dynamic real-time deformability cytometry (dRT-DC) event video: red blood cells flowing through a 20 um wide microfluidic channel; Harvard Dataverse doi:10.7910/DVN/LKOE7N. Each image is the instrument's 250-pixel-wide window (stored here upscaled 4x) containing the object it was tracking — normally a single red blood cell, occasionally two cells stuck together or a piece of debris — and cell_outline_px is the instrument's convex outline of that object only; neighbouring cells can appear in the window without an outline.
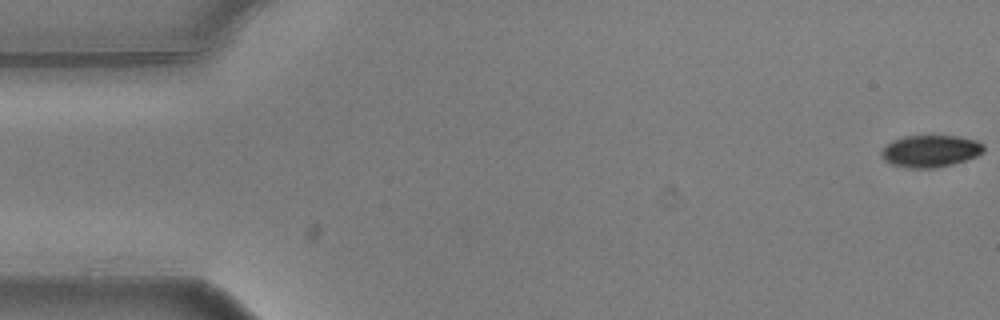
{"species": "common noctule bat (a hibernating species)", "species_latin": "Nyctalus noctula", "temperature_condition": "warm", "stored_images_in_passage": 53, "camera_frame_rate_fps": 3000, "um_per_image_px": 0.085, "animal": {"sex": "male", "body_mass_g": 20.5, "forearm_length_mm": 52.5}, "frame": {"image": 1, "passage_image": 1, "time_ms": 0.0, "image_size_px": [1000, 320], "cell_outline_px": [[984, 152], [976, 156], [952, 164], [936, 168], [908, 168], [888, 164], [884, 160], [880, 152], [892, 140], [904, 136], [960, 136], [976, 140], [984, 144]], "centroid_in_image_um": [79.08, 12.84], "position_along_channel_um": 5.9, "area_um2": 19.19}}
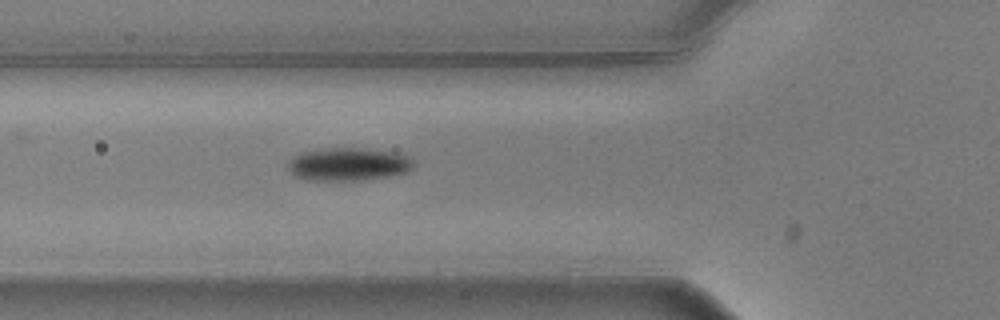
{"frame": {"image": 2, "passage_image": 20, "time_ms": 6.333, "image_size_px": [1000, 320], "cell_outline_px": [[416, 164], [408, 172], [388, 176], [356, 180], [308, 180], [296, 176], [288, 168], [288, 160], [292, 156], [300, 152], [324, 148], [368, 148], [404, 152], [412, 156]], "centroid_in_image_um": [29.69, 13.92], "position_along_channel_um": 96.1, "area_um2": 24.74}}
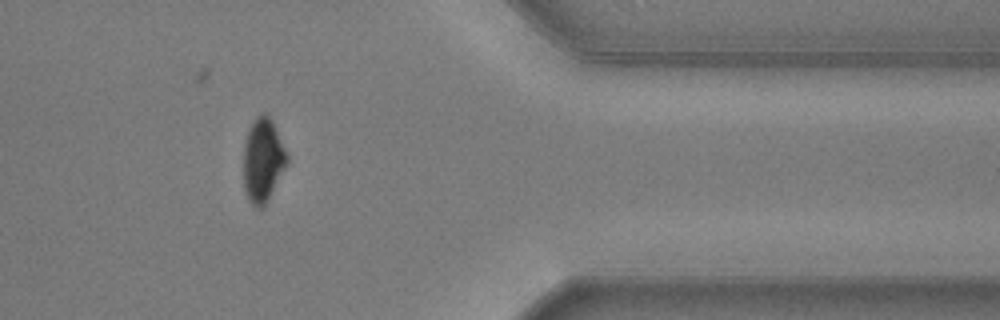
{"frame": {"image": 3, "passage_image": 46, "time_ms": 15.0, "image_size_px": [1000, 320], "cell_outline_px": [[288, 160], [264, 208], [256, 208], [248, 200], [244, 192], [244, 144], [248, 132], [256, 116], [264, 112], [272, 120], [288, 152]], "centroid_in_image_um": [22.35, 13.63], "position_along_channel_um": 389.1, "area_um2": 21.21}, "authors_computed_cell_mechanics": {"area_um2": 22.3108, "velocity_mm_per_s": 3.6314, "shape_relaxation_time_tau1_ms": 2.44, "shape_relaxation_time_tau2_ms": null, "deformation_change_tau1": 0.1248, "deformation_change_tau2": null}}